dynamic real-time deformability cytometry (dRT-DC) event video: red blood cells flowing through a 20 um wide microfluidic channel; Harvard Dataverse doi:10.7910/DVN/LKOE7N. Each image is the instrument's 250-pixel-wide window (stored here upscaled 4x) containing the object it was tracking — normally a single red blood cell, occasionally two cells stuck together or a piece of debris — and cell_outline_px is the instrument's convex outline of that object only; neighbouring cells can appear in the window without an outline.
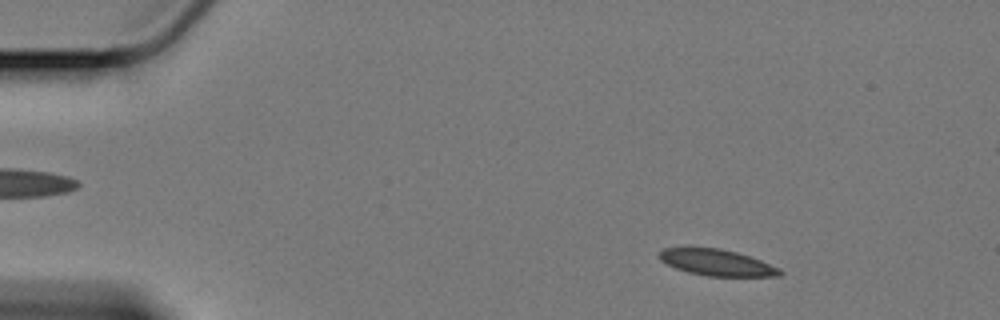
{"species": "Egyptian fruit bat (a non-hibernating species)", "species_latin": "Rousettus aegyptiacus", "temperature_condition": "cold", "stored_images_in_passage": 59, "camera_frame_rate_fps": 3000, "um_per_image_px": 0.085, "animal": {"sex": "female"}, "frame": {"image": 1, "passage_image": 8, "time_ms": 2.333, "image_size_px": [1000, 320], "cell_outline_px": [[784, 272], [780, 276], [708, 276], [688, 272], [676, 268], [660, 260], [656, 252], [664, 248], [688, 244], [720, 248], [736, 252], [760, 260], [780, 268]], "centroid_in_image_um": [60.83, 22.26], "position_along_channel_um": 24.2, "area_um2": 19.19}}
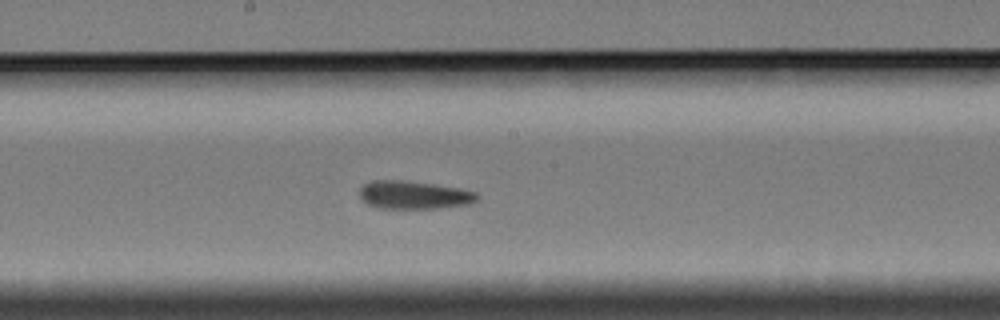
{"frame": {"image": 2, "passage_image": 32, "time_ms": 10.333, "image_size_px": [1000, 320], "cell_outline_px": [[480, 196], [476, 200], [468, 204], [436, 208], [380, 208], [368, 204], [360, 196], [360, 188], [364, 184], [372, 180], [404, 180], [460, 188], [476, 192]], "centroid_in_image_um": [35.18, 16.56], "position_along_channel_um": 213.0, "area_um2": 19.07}}
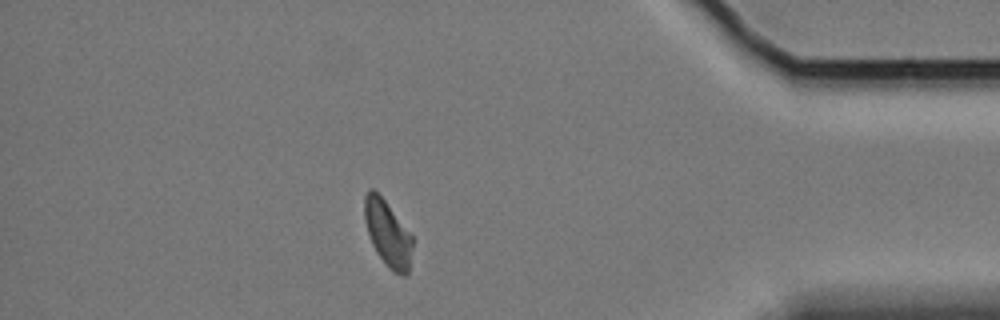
{"frame": {"image": 3, "passage_image": 52, "time_ms": 17.0, "image_size_px": [1000, 320], "cell_outline_px": [[412, 244], [408, 272], [404, 276], [400, 276], [392, 272], [388, 268], [376, 252], [372, 244], [364, 220], [364, 196], [372, 188], [384, 200], [412, 236]], "centroid_in_image_um": [32.94, 19.89], "position_along_channel_um": 402.3, "area_um2": 18.09}, "authors_computed_cell_mechanics": {"area_um2": 19.2474, "velocity_mm_per_s": 3.3576, "shape_relaxation_time_tau1_ms": 6.946, "shape_relaxation_time_tau2_ms": 3.6789, "deformation_change_tau1": 0.122, "deformation_change_tau2": 0.0968}}